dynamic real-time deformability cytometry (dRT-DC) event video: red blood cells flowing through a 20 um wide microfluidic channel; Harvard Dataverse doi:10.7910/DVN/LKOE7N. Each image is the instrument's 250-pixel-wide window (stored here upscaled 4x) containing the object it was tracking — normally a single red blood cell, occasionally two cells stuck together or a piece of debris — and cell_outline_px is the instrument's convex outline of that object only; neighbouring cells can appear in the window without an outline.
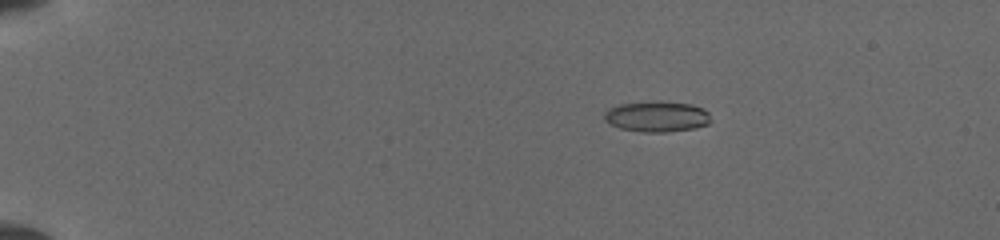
{"species": "common noctule bat (a hibernating species)", "species_latin": "Nyctalus noctula", "temperature_condition": "cold", "stored_images_in_passage": 10, "camera_frame_rate_fps": 3000, "um_per_image_px": 0.085, "animal": {"sex": "female", "body_mass_g": 19.5, "forearm_length_mm": 54.1}, "frame": {"image": 1, "passage_image": 3, "time_ms": 2.333, "image_size_px": [1000, 240], "cell_outline_px": [[712, 120], [708, 124], [696, 128], [668, 132], [640, 132], [620, 128], [604, 120], [604, 112], [608, 108], [620, 104], [692, 104], [704, 108], [708, 112]], "centroid_in_image_um": [55.87, 9.96], "position_along_channel_um": 29.1, "area_um2": 18.38}}
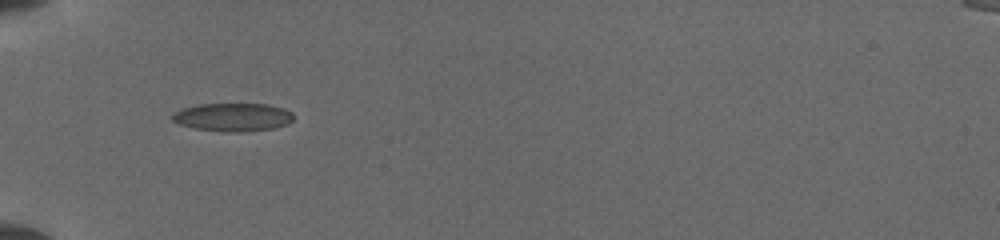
{"frame": {"image": 2, "passage_image": 6, "time_ms": 5.333, "image_size_px": [1000, 240], "cell_outline_px": [[292, 120], [288, 124], [272, 128], [244, 132], [224, 132], [196, 128], [180, 124], [172, 120], [172, 112], [184, 108], [200, 104], [268, 104], [284, 108], [292, 112]], "centroid_in_image_um": [19.8, 9.95], "position_along_channel_um": 65.2, "area_um2": 19.88}}
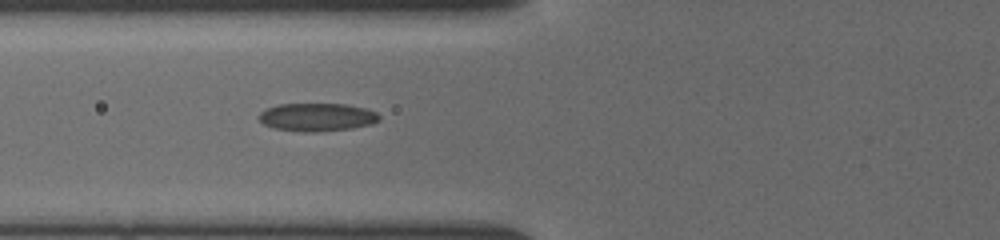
{"frame": {"image": 3, "passage_image": 8, "time_ms": 6.333, "image_size_px": [1000, 240], "cell_outline_px": [[380, 120], [372, 124], [348, 128], [304, 132], [276, 128], [264, 124], [260, 120], [260, 112], [276, 104], [344, 104], [364, 108], [376, 112], [380, 116]], "centroid_in_image_um": [26.95, 9.94], "position_along_channel_um": 98.8, "area_um2": 19.25}}